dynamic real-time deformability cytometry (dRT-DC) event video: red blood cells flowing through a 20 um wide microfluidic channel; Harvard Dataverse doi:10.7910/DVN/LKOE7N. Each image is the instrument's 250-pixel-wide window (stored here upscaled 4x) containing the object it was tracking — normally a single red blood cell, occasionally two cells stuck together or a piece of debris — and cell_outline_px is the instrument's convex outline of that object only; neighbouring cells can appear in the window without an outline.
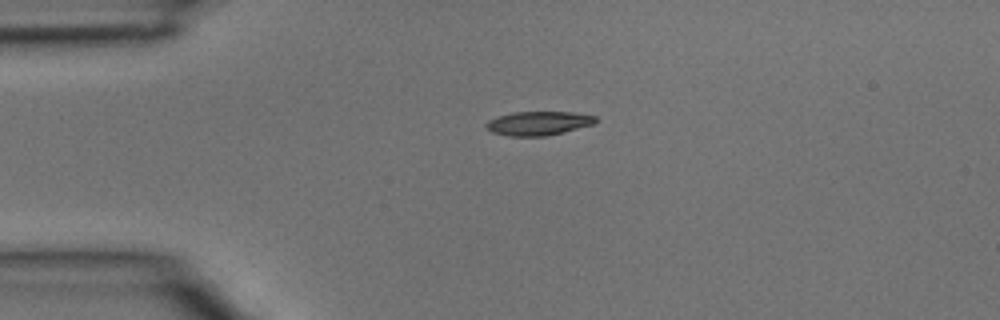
{"species": "common noctule bat (a hibernating species)", "species_latin": "Nyctalus noctula", "temperature_condition": "room temperature", "stored_images_in_passage": 2, "camera_frame_rate_fps": 3000, "um_per_image_px": 0.085, "animal": {"sex": "male", "body_mass_g": 15.6}, "frame": {"image": 1, "passage_image": 1, "time_ms": 0.0, "image_size_px": [1000, 320], "cell_outline_px": [[596, 120], [592, 124], [564, 132], [544, 136], [508, 136], [492, 132], [484, 124], [488, 120], [512, 112], [568, 112], [596, 116]], "centroid_in_image_um": [45.73, 10.48], "position_along_channel_um": 39.3, "area_um2": 15.03}}